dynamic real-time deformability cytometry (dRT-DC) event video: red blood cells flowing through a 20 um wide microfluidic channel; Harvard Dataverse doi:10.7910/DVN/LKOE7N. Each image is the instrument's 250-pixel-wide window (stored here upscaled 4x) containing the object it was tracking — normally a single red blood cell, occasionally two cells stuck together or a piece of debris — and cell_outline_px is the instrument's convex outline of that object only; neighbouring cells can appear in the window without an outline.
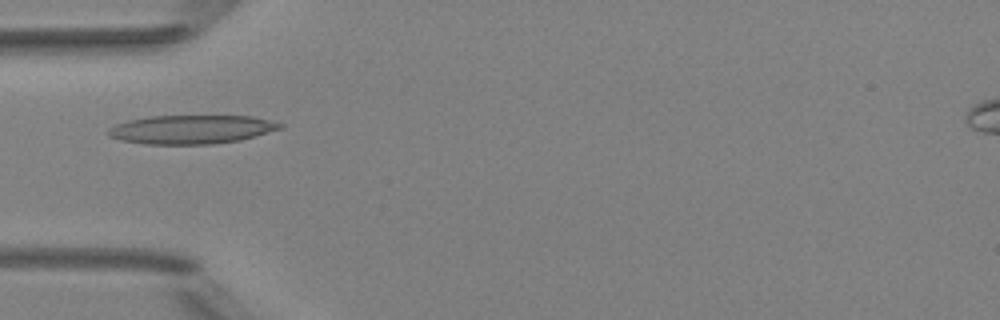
{"species": "Egyptian fruit bat (a non-hibernating species)", "species_latin": "Rousettus aegyptiacus", "temperature_condition": "room temperature", "stored_images_in_passage": 2, "camera_frame_rate_fps": 3000, "um_per_image_px": 0.085, "animal": {"sex": "female"}, "frame": {"image": 1, "passage_image": 1, "time_ms": 0.0, "image_size_px": [1000, 320], "cell_outline_px": [[284, 128], [240, 140], [212, 144], [144, 144], [120, 140], [108, 136], [108, 128], [116, 124], [128, 120], [148, 116], [252, 116], [284, 124]], "centroid_in_image_um": [16.25, 11.0], "position_along_channel_um": 68.7, "area_um2": 28.84}}
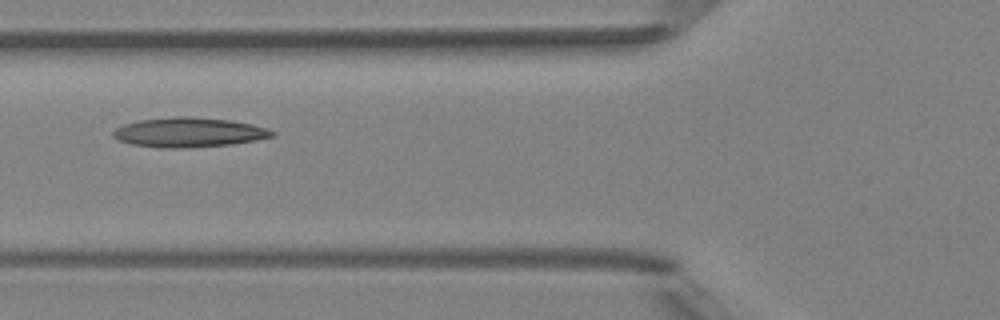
{"frame": {"image": 2, "passage_image": 2, "time_ms": 1.0, "image_size_px": [1000, 320], "cell_outline_px": [[276, 136], [256, 140], [232, 144], [176, 148], [160, 148], [132, 144], [120, 140], [112, 136], [112, 132], [116, 128], [124, 124], [140, 120], [176, 116], [188, 116], [232, 120], [252, 124], [276, 132]], "centroid_in_image_um": [16.06, 11.24], "position_along_channel_um": 109.7, "area_um2": 27.34}}